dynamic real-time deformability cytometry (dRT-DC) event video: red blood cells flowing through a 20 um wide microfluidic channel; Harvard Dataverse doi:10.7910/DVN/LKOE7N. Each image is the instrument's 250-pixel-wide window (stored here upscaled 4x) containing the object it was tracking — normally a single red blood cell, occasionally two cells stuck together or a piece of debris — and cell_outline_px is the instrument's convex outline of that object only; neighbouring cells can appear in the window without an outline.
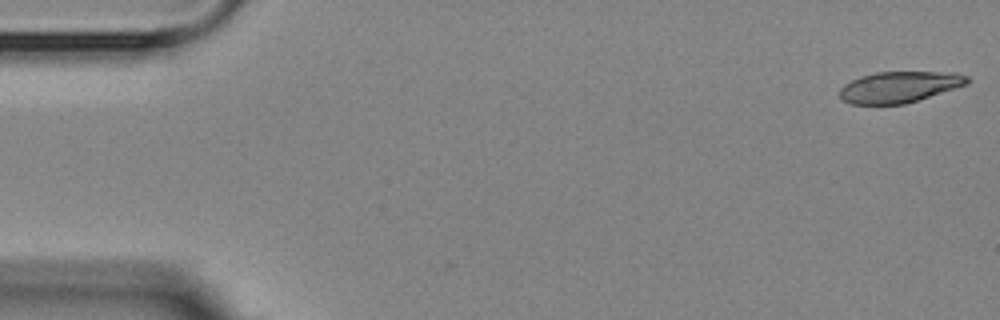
{"species": "Egyptian fruit bat (a non-hibernating species)", "species_latin": "Rousettus aegyptiacus", "temperature_condition": "room temperature", "stored_images_in_passage": 5, "camera_frame_rate_fps": 3000, "um_per_image_px": 0.085, "animal": {"sex": "female"}, "frame": {"image": 1, "passage_image": 1, "time_ms": 0.0, "image_size_px": [1000, 320], "cell_outline_px": [[972, 80], [968, 84], [956, 88], [904, 104], [852, 104], [844, 100], [840, 96], [840, 88], [844, 84], [860, 76], [876, 72], [956, 72], [968, 76]], "centroid_in_image_um": [76.48, 7.38], "position_along_channel_um": 8.5, "area_um2": 23.12}}
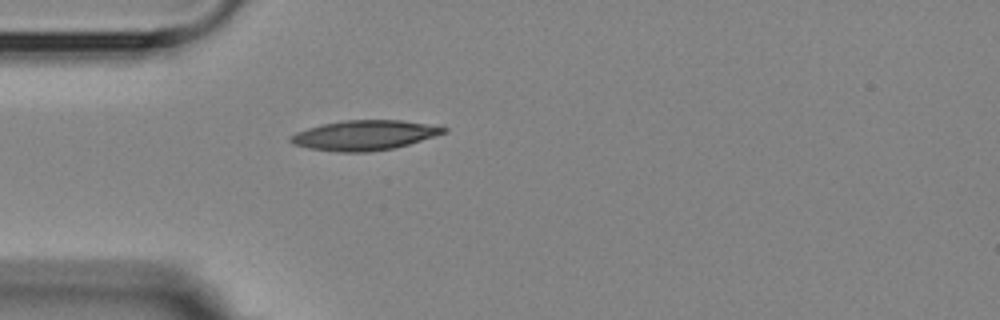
{"frame": {"image": 2, "passage_image": 5, "time_ms": 4.667, "image_size_px": [1000, 320], "cell_outline_px": [[448, 132], [408, 144], [392, 148], [368, 152], [336, 152], [308, 148], [292, 144], [288, 140], [288, 136], [296, 132], [308, 128], [324, 124], [344, 120], [404, 120], [448, 128]], "centroid_in_image_um": [30.93, 11.5], "position_along_channel_um": 54.1, "area_um2": 26.59}}